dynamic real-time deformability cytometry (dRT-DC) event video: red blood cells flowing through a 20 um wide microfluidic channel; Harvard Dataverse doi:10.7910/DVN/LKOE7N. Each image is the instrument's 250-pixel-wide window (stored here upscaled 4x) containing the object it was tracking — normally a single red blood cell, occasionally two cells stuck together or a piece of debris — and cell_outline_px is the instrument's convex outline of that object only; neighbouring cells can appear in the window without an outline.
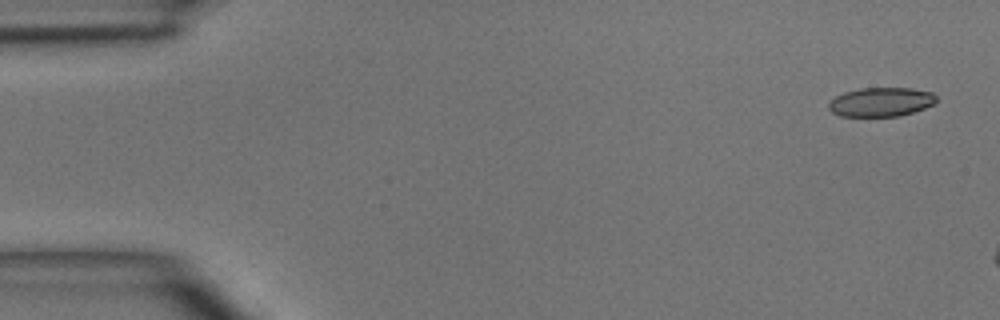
{"species": "common noctule bat (a hibernating species)", "species_latin": "Nyctalus noctula", "temperature_condition": "room temperature", "stored_images_in_passage": 3, "camera_frame_rate_fps": 3000, "um_per_image_px": 0.085, "animal": {"sex": "male", "body_mass_g": 15.6}, "frame": {"image": 1, "passage_image": 1, "time_ms": 0.0, "image_size_px": [1000, 320], "cell_outline_px": [[936, 104], [900, 116], [840, 116], [832, 112], [828, 108], [828, 104], [836, 96], [844, 92], [860, 88], [912, 88], [932, 92], [936, 96]], "centroid_in_image_um": [74.9, 8.66], "position_along_channel_um": 10.1, "area_um2": 18.26}}